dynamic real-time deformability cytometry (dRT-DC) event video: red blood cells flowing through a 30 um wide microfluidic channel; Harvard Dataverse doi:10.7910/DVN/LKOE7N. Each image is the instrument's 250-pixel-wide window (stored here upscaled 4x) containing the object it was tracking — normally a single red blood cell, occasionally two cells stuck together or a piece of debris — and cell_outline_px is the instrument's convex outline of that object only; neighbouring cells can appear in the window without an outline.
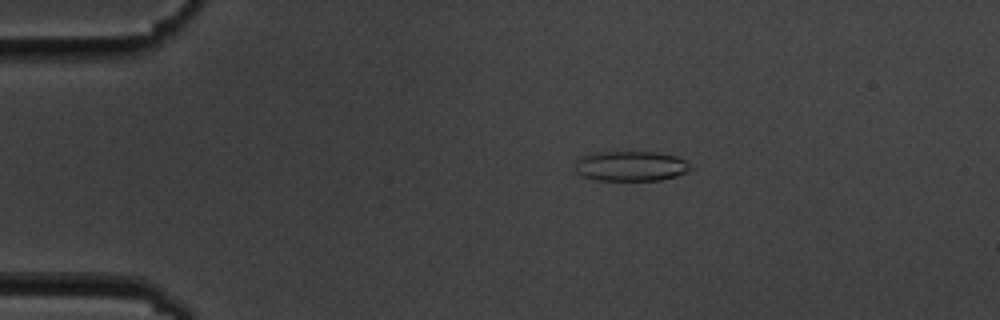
{"species": "common noctule bat (a hibernating species)", "species_latin": "Nyctalus noctula", "temperature_condition": "cold", "stored_images_in_passage": 5, "camera_frame_rate_fps": 3000, "um_per_image_px": 0.085, "animal": {"sex": "male", "body_mass_g": 19.5, "forearm_length_mm": 54.6}, "frame": {"image": 1, "passage_image": 3, "time_ms": 2.333, "image_size_px": [1000, 320], "cell_outline_px": [[692, 168], [688, 172], [676, 176], [660, 180], [600, 180], [584, 176], [576, 172], [576, 160], [580, 156], [592, 152], [656, 152], [676, 156], [684, 160]], "centroid_in_image_um": [53.61, 14.11], "position_along_channel_um": 31.4, "area_um2": 20.17}}